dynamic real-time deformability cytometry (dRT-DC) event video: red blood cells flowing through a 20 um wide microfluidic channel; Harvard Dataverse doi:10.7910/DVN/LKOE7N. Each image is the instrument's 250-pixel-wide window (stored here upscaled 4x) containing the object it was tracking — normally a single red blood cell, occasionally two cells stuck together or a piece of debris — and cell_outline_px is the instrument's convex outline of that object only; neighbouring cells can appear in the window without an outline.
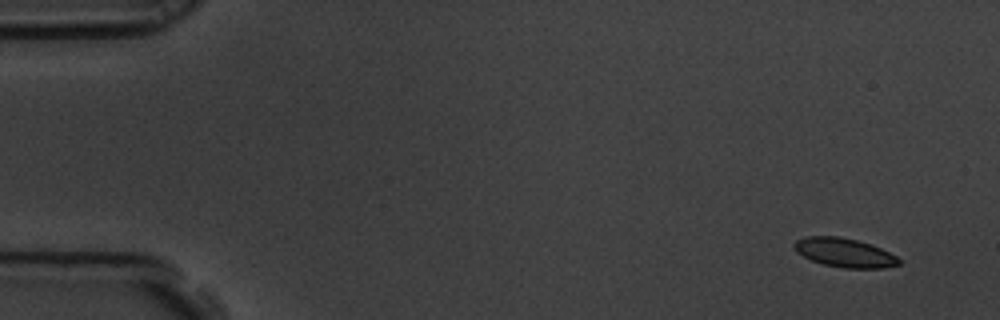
{"species": "common noctule bat (a hibernating species)", "species_latin": "Nyctalus noctula", "temperature_condition": "room temperature", "stored_images_in_passage": 5, "camera_frame_rate_fps": 3000, "um_per_image_px": 0.085, "animal": {"sex": "male", "body_mass_g": 19.5, "forearm_length_mm": 54.6}, "frame": {"image": 1, "passage_image": 1, "time_ms": 0.0, "image_size_px": [1000, 320], "cell_outline_px": [[900, 264], [884, 268], [844, 268], [824, 264], [812, 260], [796, 252], [792, 244], [796, 240], [804, 236], [840, 236], [872, 244], [896, 256], [900, 260]], "centroid_in_image_um": [71.76, 21.46], "position_along_channel_um": 13.2, "area_um2": 17.69}}
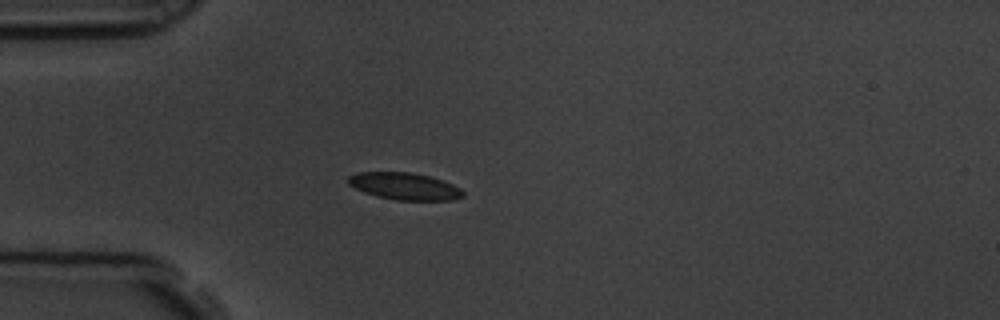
{"frame": {"image": 2, "passage_image": 5, "time_ms": 1.333, "image_size_px": [1000, 320], "cell_outline_px": [[464, 196], [452, 200], [396, 200], [376, 196], [364, 192], [348, 184], [348, 176], [356, 172], [408, 172], [428, 176], [452, 184], [460, 188], [464, 192]], "centroid_in_image_um": [34.36, 15.83], "position_along_channel_um": 50.6, "area_um2": 17.98}}